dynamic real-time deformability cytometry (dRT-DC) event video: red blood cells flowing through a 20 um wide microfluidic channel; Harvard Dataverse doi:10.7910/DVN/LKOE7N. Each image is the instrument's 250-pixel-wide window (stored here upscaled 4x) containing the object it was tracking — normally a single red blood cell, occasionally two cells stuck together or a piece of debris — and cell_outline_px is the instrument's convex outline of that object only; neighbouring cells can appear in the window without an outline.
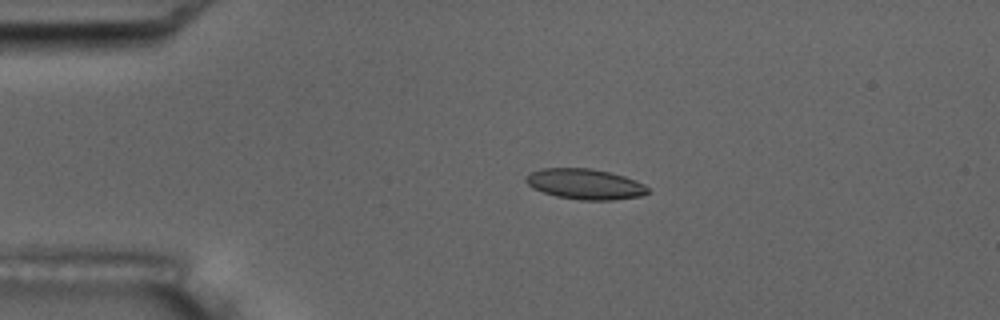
{"species": "common noctule bat (a hibernating species)", "species_latin": "Nyctalus noctula", "temperature_condition": "room temperature", "stored_images_in_passage": 4, "camera_frame_rate_fps": 3000, "um_per_image_px": 0.085, "animal": {"sex": "male", "body_mass_g": 17.5, "forearm_length_mm": 52.3}, "frame": {"image": 1, "passage_image": 3, "time_ms": 2.333, "image_size_px": [1000, 320], "cell_outline_px": [[648, 192], [640, 196], [612, 200], [580, 200], [556, 196], [532, 188], [524, 180], [524, 176], [528, 172], [540, 168], [592, 168], [624, 176], [636, 180], [644, 184], [648, 188]], "centroid_in_image_um": [49.67, 15.63], "position_along_channel_um": 35.3, "area_um2": 21.79}}